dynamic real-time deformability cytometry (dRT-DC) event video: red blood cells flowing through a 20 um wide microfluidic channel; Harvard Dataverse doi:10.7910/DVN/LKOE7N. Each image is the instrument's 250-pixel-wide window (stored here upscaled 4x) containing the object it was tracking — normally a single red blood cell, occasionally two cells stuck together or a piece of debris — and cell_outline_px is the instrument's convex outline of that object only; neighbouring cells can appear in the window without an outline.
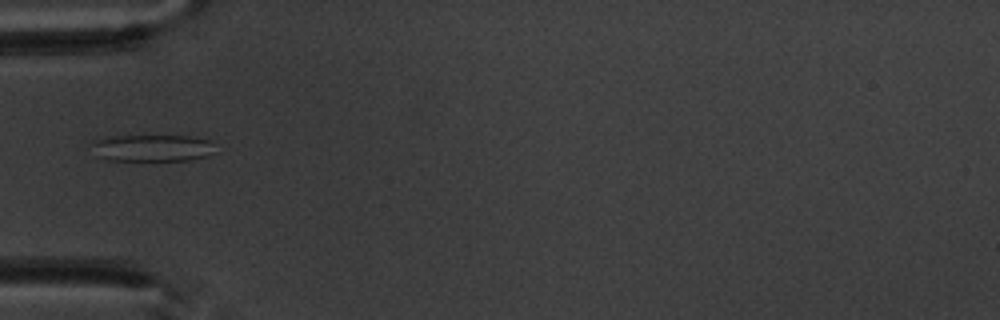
{"species": "common noctule bat (a hibernating species)", "species_latin": "Nyctalus noctula", "temperature_condition": "warm", "stored_images_in_passage": 5, "camera_frame_rate_fps": 3000, "um_per_image_px": 0.085, "animal": {"sex": "male", "body_mass_g": 20.1, "forearm_length_mm": 53.5}, "frame": {"image": 1, "passage_image": 5, "time_ms": 4.667, "image_size_px": [1000, 320], "cell_outline_px": [[216, 152], [208, 156], [192, 160], [108, 160], [96, 156], [92, 144], [96, 140], [104, 136], [188, 136], [208, 140]], "centroid_in_image_um": [12.93, 12.58], "position_along_channel_um": 72.1, "area_um2": 19.31}}